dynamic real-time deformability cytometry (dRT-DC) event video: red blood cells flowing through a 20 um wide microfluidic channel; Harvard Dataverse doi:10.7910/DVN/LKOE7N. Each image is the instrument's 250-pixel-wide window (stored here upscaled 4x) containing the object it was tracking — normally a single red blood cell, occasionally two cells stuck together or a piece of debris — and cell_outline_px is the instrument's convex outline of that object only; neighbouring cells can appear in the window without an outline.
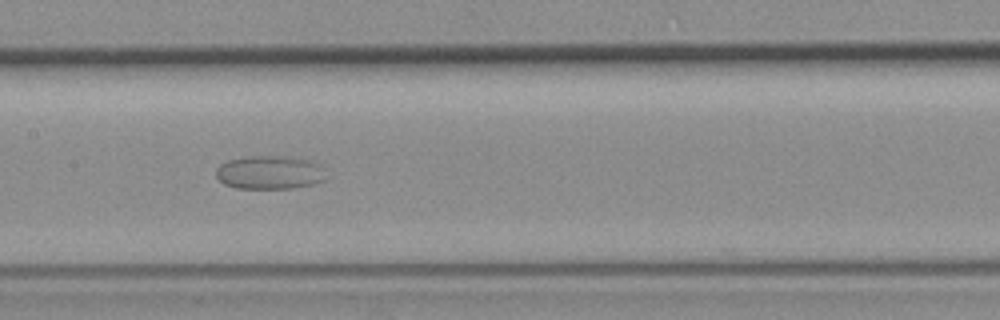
{"species": "common noctule bat (a hibernating species)", "species_latin": "Nyctalus noctula", "temperature_condition": "room temperature", "stored_images_in_passage": 6, "camera_frame_rate_fps": 3000, "um_per_image_px": 0.085, "animal": {"sex": "female", "body_mass_g": 19.3, "forearm_length_mm": 54.1}, "frame": {"image": 1, "passage_image": 6, "time_ms": 6.667, "image_size_px": [1000, 320], "cell_outline_px": [[328, 180], [312, 184], [292, 188], [236, 188], [224, 184], [216, 176], [216, 168], [220, 164], [228, 160], [252, 156], [272, 156], [304, 160], [316, 164]], "centroid_in_image_um": [22.85, 14.68], "position_along_channel_um": 184.6, "area_um2": 20.92}}